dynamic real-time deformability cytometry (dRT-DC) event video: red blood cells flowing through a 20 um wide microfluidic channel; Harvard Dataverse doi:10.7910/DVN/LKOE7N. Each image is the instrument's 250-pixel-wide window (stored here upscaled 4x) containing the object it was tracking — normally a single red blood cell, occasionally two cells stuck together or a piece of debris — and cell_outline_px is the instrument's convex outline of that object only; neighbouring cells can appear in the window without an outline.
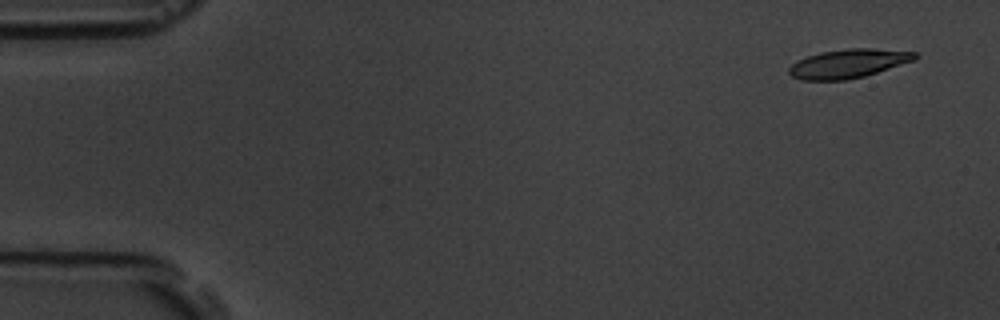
{"species": "common noctule bat (a hibernating species)", "species_latin": "Nyctalus noctula", "temperature_condition": "room temperature", "stored_images_in_passage": 6, "camera_frame_rate_fps": 3000, "um_per_image_px": 0.085, "animal": {"sex": "male", "body_mass_g": 19.5, "forearm_length_mm": 54.6}, "frame": {"image": 1, "passage_image": 1, "time_ms": 0.0, "image_size_px": [1000, 320], "cell_outline_px": [[920, 56], [916, 60], [864, 76], [844, 80], [800, 80], [792, 76], [788, 72], [788, 68], [796, 60], [820, 52], [848, 48], [872, 48], [916, 52]], "centroid_in_image_um": [72.11, 5.39], "position_along_channel_um": 12.9, "area_um2": 21.27}}
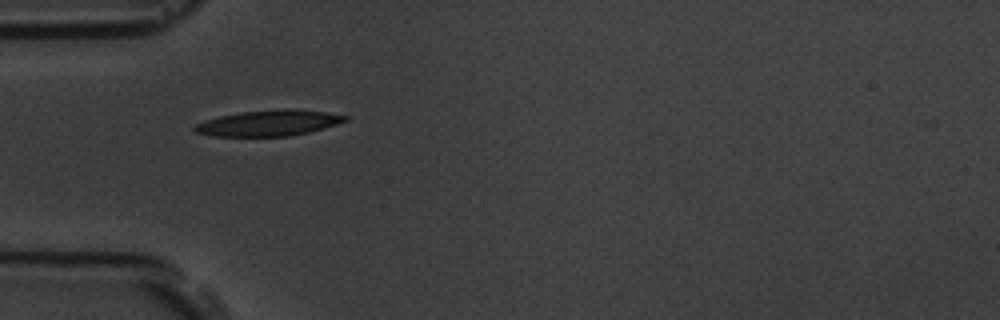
{"frame": {"image": 2, "passage_image": 5, "time_ms": 4.667, "image_size_px": [1000, 320], "cell_outline_px": [[348, 120], [324, 128], [308, 132], [288, 136], [212, 136], [196, 132], [192, 128], [196, 124], [204, 120], [220, 116], [240, 112], [328, 112], [348, 116]], "centroid_in_image_um": [22.76, 10.51], "position_along_channel_um": 62.2, "area_um2": 21.33}}
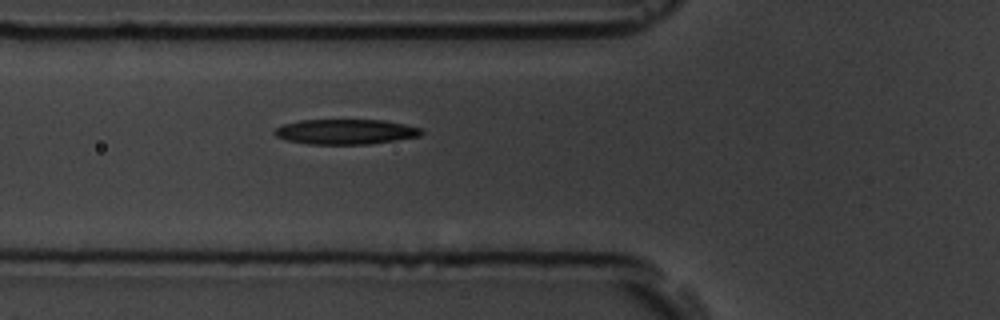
{"frame": {"image": 3, "passage_image": 6, "time_ms": 5.667, "image_size_px": [1000, 320], "cell_outline_px": [[424, 132], [420, 136], [396, 140], [368, 144], [308, 144], [284, 140], [276, 136], [272, 132], [276, 128], [284, 124], [300, 120], [384, 120], [424, 128]], "centroid_in_image_um": [29.38, 11.2], "position_along_channel_um": 96.4, "area_um2": 21.62}}